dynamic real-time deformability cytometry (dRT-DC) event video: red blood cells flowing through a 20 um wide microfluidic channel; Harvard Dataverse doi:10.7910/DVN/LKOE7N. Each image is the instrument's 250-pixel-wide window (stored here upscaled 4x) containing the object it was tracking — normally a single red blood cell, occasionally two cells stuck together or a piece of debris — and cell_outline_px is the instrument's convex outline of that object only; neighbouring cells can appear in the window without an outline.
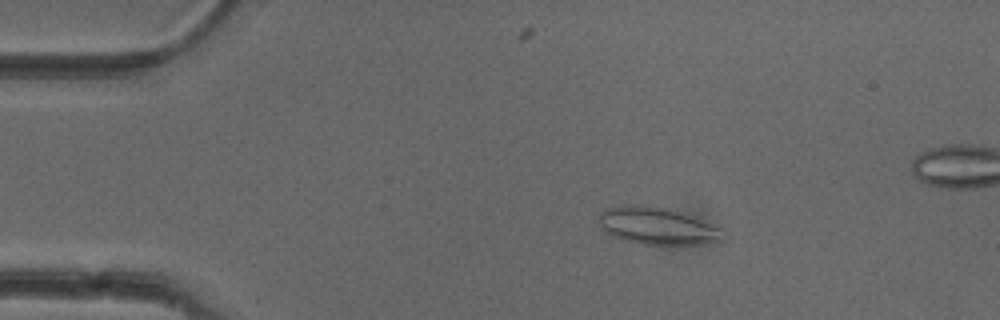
{"species": "common noctule bat (a hibernating species)", "species_latin": "Nyctalus noctula", "temperature_condition": "cold", "stored_images_in_passage": 48, "camera_frame_rate_fps": 3000, "um_per_image_px": 0.085, "animal": {"sex": "female"}, "frame": {"image": 1, "passage_image": 8, "time_ms": 2.333, "image_size_px": [1000, 320], "cell_outline_px": [[728, 236], [724, 240], [704, 244], [644, 244], [624, 240], [612, 236], [604, 232], [600, 228], [600, 212], [604, 208], [628, 204], [640, 204], [668, 208], [684, 212], [720, 228]], "centroid_in_image_um": [55.88, 19.19], "position_along_channel_um": 29.1, "area_um2": 27.34}}
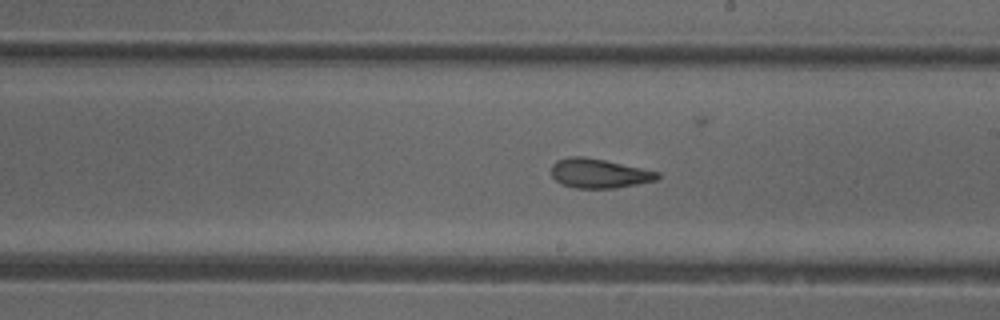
{"frame": {"image": 2, "passage_image": 28, "time_ms": 9.0, "image_size_px": [1000, 320], "cell_outline_px": [[660, 176], [656, 180], [616, 188], [576, 188], [560, 184], [552, 176], [552, 164], [556, 160], [568, 156], [584, 156], [604, 160], [660, 172]], "centroid_in_image_um": [50.89, 14.73], "position_along_channel_um": 238.1, "area_um2": 18.15}}
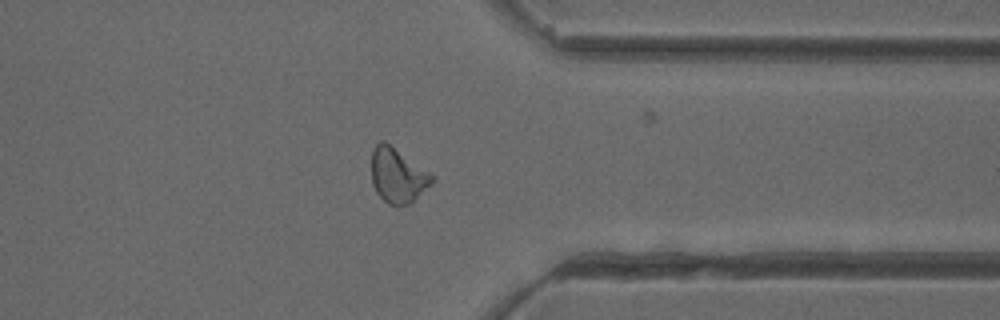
{"frame": {"image": 3, "passage_image": 39, "time_ms": 12.667, "image_size_px": [1000, 320], "cell_outline_px": [[436, 180], [432, 184], [408, 204], [396, 208], [388, 204], [376, 192], [372, 184], [372, 148], [380, 140], [384, 140], [436, 176]], "centroid_in_image_um": [33.81, 14.92], "position_along_channel_um": 377.6, "area_um2": 19.54}}